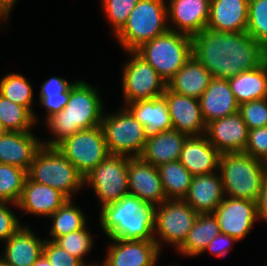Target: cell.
Instances as JSON below:
<instances>
[{"label":"cell","mask_w":267,"mask_h":266,"mask_svg":"<svg viewBox=\"0 0 267 266\" xmlns=\"http://www.w3.org/2000/svg\"><path fill=\"white\" fill-rule=\"evenodd\" d=\"M162 97L167 103L173 129L187 136H197L199 129L206 128L199 99L178 94L168 87Z\"/></svg>","instance_id":"16"},{"label":"cell","mask_w":267,"mask_h":266,"mask_svg":"<svg viewBox=\"0 0 267 266\" xmlns=\"http://www.w3.org/2000/svg\"><path fill=\"white\" fill-rule=\"evenodd\" d=\"M109 155L84 177L92 183L103 206L120 200L128 194V158Z\"/></svg>","instance_id":"10"},{"label":"cell","mask_w":267,"mask_h":266,"mask_svg":"<svg viewBox=\"0 0 267 266\" xmlns=\"http://www.w3.org/2000/svg\"><path fill=\"white\" fill-rule=\"evenodd\" d=\"M32 266H51L48 259L42 254Z\"/></svg>","instance_id":"47"},{"label":"cell","mask_w":267,"mask_h":266,"mask_svg":"<svg viewBox=\"0 0 267 266\" xmlns=\"http://www.w3.org/2000/svg\"><path fill=\"white\" fill-rule=\"evenodd\" d=\"M158 171L166 198L184 199L192 182L193 175L180 161H170L159 165Z\"/></svg>","instance_id":"31"},{"label":"cell","mask_w":267,"mask_h":266,"mask_svg":"<svg viewBox=\"0 0 267 266\" xmlns=\"http://www.w3.org/2000/svg\"><path fill=\"white\" fill-rule=\"evenodd\" d=\"M0 121L6 131L26 132L35 119L26 107L11 102L0 94Z\"/></svg>","instance_id":"32"},{"label":"cell","mask_w":267,"mask_h":266,"mask_svg":"<svg viewBox=\"0 0 267 266\" xmlns=\"http://www.w3.org/2000/svg\"><path fill=\"white\" fill-rule=\"evenodd\" d=\"M228 82L239 105L267 98V61L260 67L239 73Z\"/></svg>","instance_id":"29"},{"label":"cell","mask_w":267,"mask_h":266,"mask_svg":"<svg viewBox=\"0 0 267 266\" xmlns=\"http://www.w3.org/2000/svg\"><path fill=\"white\" fill-rule=\"evenodd\" d=\"M52 241L72 256L78 258L82 263V255L86 254L92 245L91 237L85 230V226L82 229L70 232Z\"/></svg>","instance_id":"38"},{"label":"cell","mask_w":267,"mask_h":266,"mask_svg":"<svg viewBox=\"0 0 267 266\" xmlns=\"http://www.w3.org/2000/svg\"><path fill=\"white\" fill-rule=\"evenodd\" d=\"M130 105L128 110L145 126L148 135L172 129L168 106L163 97L140 100Z\"/></svg>","instance_id":"28"},{"label":"cell","mask_w":267,"mask_h":266,"mask_svg":"<svg viewBox=\"0 0 267 266\" xmlns=\"http://www.w3.org/2000/svg\"><path fill=\"white\" fill-rule=\"evenodd\" d=\"M225 241L227 242V244H229L230 241L237 240L234 237H231L230 235L219 233L216 237L212 239L211 242H209L206 249L208 248L211 252H215L217 256H223L228 251L227 248H225L226 246H221V244H224L223 242Z\"/></svg>","instance_id":"44"},{"label":"cell","mask_w":267,"mask_h":266,"mask_svg":"<svg viewBox=\"0 0 267 266\" xmlns=\"http://www.w3.org/2000/svg\"><path fill=\"white\" fill-rule=\"evenodd\" d=\"M128 194L134 195L147 205H164L169 201L164 193L158 168L141 157L128 158ZM162 203V204H161Z\"/></svg>","instance_id":"13"},{"label":"cell","mask_w":267,"mask_h":266,"mask_svg":"<svg viewBox=\"0 0 267 266\" xmlns=\"http://www.w3.org/2000/svg\"><path fill=\"white\" fill-rule=\"evenodd\" d=\"M163 0H139L126 24L116 34L122 46L135 51L143 43L167 32L165 26L167 8Z\"/></svg>","instance_id":"7"},{"label":"cell","mask_w":267,"mask_h":266,"mask_svg":"<svg viewBox=\"0 0 267 266\" xmlns=\"http://www.w3.org/2000/svg\"><path fill=\"white\" fill-rule=\"evenodd\" d=\"M69 84L65 79L53 77L42 86L40 99L41 103L48 109V118L59 113L67 105L70 97Z\"/></svg>","instance_id":"34"},{"label":"cell","mask_w":267,"mask_h":266,"mask_svg":"<svg viewBox=\"0 0 267 266\" xmlns=\"http://www.w3.org/2000/svg\"><path fill=\"white\" fill-rule=\"evenodd\" d=\"M4 202H0V239L7 240L14 233H16L20 227L16 217L10 212Z\"/></svg>","instance_id":"43"},{"label":"cell","mask_w":267,"mask_h":266,"mask_svg":"<svg viewBox=\"0 0 267 266\" xmlns=\"http://www.w3.org/2000/svg\"><path fill=\"white\" fill-rule=\"evenodd\" d=\"M15 0H0V9L7 16Z\"/></svg>","instance_id":"46"},{"label":"cell","mask_w":267,"mask_h":266,"mask_svg":"<svg viewBox=\"0 0 267 266\" xmlns=\"http://www.w3.org/2000/svg\"><path fill=\"white\" fill-rule=\"evenodd\" d=\"M27 171L13 165L0 163V202L18 203L25 180Z\"/></svg>","instance_id":"33"},{"label":"cell","mask_w":267,"mask_h":266,"mask_svg":"<svg viewBox=\"0 0 267 266\" xmlns=\"http://www.w3.org/2000/svg\"><path fill=\"white\" fill-rule=\"evenodd\" d=\"M209 142L221 153L244 152L249 129L237 112L206 124Z\"/></svg>","instance_id":"15"},{"label":"cell","mask_w":267,"mask_h":266,"mask_svg":"<svg viewBox=\"0 0 267 266\" xmlns=\"http://www.w3.org/2000/svg\"><path fill=\"white\" fill-rule=\"evenodd\" d=\"M257 216L267 220V175L264 179L262 190L257 200Z\"/></svg>","instance_id":"45"},{"label":"cell","mask_w":267,"mask_h":266,"mask_svg":"<svg viewBox=\"0 0 267 266\" xmlns=\"http://www.w3.org/2000/svg\"><path fill=\"white\" fill-rule=\"evenodd\" d=\"M42 146L29 131H7L0 135V163L17 166L28 172Z\"/></svg>","instance_id":"19"},{"label":"cell","mask_w":267,"mask_h":266,"mask_svg":"<svg viewBox=\"0 0 267 266\" xmlns=\"http://www.w3.org/2000/svg\"><path fill=\"white\" fill-rule=\"evenodd\" d=\"M211 0H172L168 8L173 22L193 37L207 27Z\"/></svg>","instance_id":"25"},{"label":"cell","mask_w":267,"mask_h":266,"mask_svg":"<svg viewBox=\"0 0 267 266\" xmlns=\"http://www.w3.org/2000/svg\"><path fill=\"white\" fill-rule=\"evenodd\" d=\"M43 255L48 259L51 266H83L78 258L66 252L63 248L52 242L44 240Z\"/></svg>","instance_id":"41"},{"label":"cell","mask_w":267,"mask_h":266,"mask_svg":"<svg viewBox=\"0 0 267 266\" xmlns=\"http://www.w3.org/2000/svg\"><path fill=\"white\" fill-rule=\"evenodd\" d=\"M219 166L224 192L227 190L231 198L257 202L267 175V164L245 152H234L221 154Z\"/></svg>","instance_id":"4"},{"label":"cell","mask_w":267,"mask_h":266,"mask_svg":"<svg viewBox=\"0 0 267 266\" xmlns=\"http://www.w3.org/2000/svg\"><path fill=\"white\" fill-rule=\"evenodd\" d=\"M95 90L84 82H76L70 88L67 105L59 113L48 118V124L58 136L46 144L56 147L65 138L74 133L98 127L102 123V106Z\"/></svg>","instance_id":"3"},{"label":"cell","mask_w":267,"mask_h":266,"mask_svg":"<svg viewBox=\"0 0 267 266\" xmlns=\"http://www.w3.org/2000/svg\"><path fill=\"white\" fill-rule=\"evenodd\" d=\"M221 153L201 136L187 137L184 141L179 161L193 175L212 173L218 167Z\"/></svg>","instance_id":"21"},{"label":"cell","mask_w":267,"mask_h":266,"mask_svg":"<svg viewBox=\"0 0 267 266\" xmlns=\"http://www.w3.org/2000/svg\"><path fill=\"white\" fill-rule=\"evenodd\" d=\"M67 200L59 190L36 183L27 176L17 205L34 214L51 216Z\"/></svg>","instance_id":"23"},{"label":"cell","mask_w":267,"mask_h":266,"mask_svg":"<svg viewBox=\"0 0 267 266\" xmlns=\"http://www.w3.org/2000/svg\"><path fill=\"white\" fill-rule=\"evenodd\" d=\"M6 242V255L2 258L14 266H32L43 254L42 243L29 229H19Z\"/></svg>","instance_id":"27"},{"label":"cell","mask_w":267,"mask_h":266,"mask_svg":"<svg viewBox=\"0 0 267 266\" xmlns=\"http://www.w3.org/2000/svg\"><path fill=\"white\" fill-rule=\"evenodd\" d=\"M54 219L53 228L50 235L54 240L60 236H65L70 232L82 229L85 224V218L77 207L73 208L70 199H68L55 213L51 215Z\"/></svg>","instance_id":"35"},{"label":"cell","mask_w":267,"mask_h":266,"mask_svg":"<svg viewBox=\"0 0 267 266\" xmlns=\"http://www.w3.org/2000/svg\"><path fill=\"white\" fill-rule=\"evenodd\" d=\"M199 101L206 124L215 119L235 114L239 108L227 79L213 77Z\"/></svg>","instance_id":"18"},{"label":"cell","mask_w":267,"mask_h":266,"mask_svg":"<svg viewBox=\"0 0 267 266\" xmlns=\"http://www.w3.org/2000/svg\"><path fill=\"white\" fill-rule=\"evenodd\" d=\"M135 57L126 65L123 76V88L127 102L150 100L162 97L167 82L136 51Z\"/></svg>","instance_id":"11"},{"label":"cell","mask_w":267,"mask_h":266,"mask_svg":"<svg viewBox=\"0 0 267 266\" xmlns=\"http://www.w3.org/2000/svg\"><path fill=\"white\" fill-rule=\"evenodd\" d=\"M171 202V203H169ZM160 211L155 210L154 225L163 239L171 243H177L180 248L198 213L183 199L170 200Z\"/></svg>","instance_id":"12"},{"label":"cell","mask_w":267,"mask_h":266,"mask_svg":"<svg viewBox=\"0 0 267 266\" xmlns=\"http://www.w3.org/2000/svg\"><path fill=\"white\" fill-rule=\"evenodd\" d=\"M139 0H104L105 10L118 33Z\"/></svg>","instance_id":"40"},{"label":"cell","mask_w":267,"mask_h":266,"mask_svg":"<svg viewBox=\"0 0 267 266\" xmlns=\"http://www.w3.org/2000/svg\"><path fill=\"white\" fill-rule=\"evenodd\" d=\"M34 182L50 186L70 199V191L85 183L76 167L57 149L43 146L36 153L27 172Z\"/></svg>","instance_id":"6"},{"label":"cell","mask_w":267,"mask_h":266,"mask_svg":"<svg viewBox=\"0 0 267 266\" xmlns=\"http://www.w3.org/2000/svg\"><path fill=\"white\" fill-rule=\"evenodd\" d=\"M246 33L267 49V0H249Z\"/></svg>","instance_id":"37"},{"label":"cell","mask_w":267,"mask_h":266,"mask_svg":"<svg viewBox=\"0 0 267 266\" xmlns=\"http://www.w3.org/2000/svg\"><path fill=\"white\" fill-rule=\"evenodd\" d=\"M219 233V223L213 213L198 214L179 250L180 252L191 256L198 255L206 250L209 242H211Z\"/></svg>","instance_id":"30"},{"label":"cell","mask_w":267,"mask_h":266,"mask_svg":"<svg viewBox=\"0 0 267 266\" xmlns=\"http://www.w3.org/2000/svg\"><path fill=\"white\" fill-rule=\"evenodd\" d=\"M101 126L110 155L123 156L133 150L135 157L141 156L148 134L129 110L102 119Z\"/></svg>","instance_id":"9"},{"label":"cell","mask_w":267,"mask_h":266,"mask_svg":"<svg viewBox=\"0 0 267 266\" xmlns=\"http://www.w3.org/2000/svg\"><path fill=\"white\" fill-rule=\"evenodd\" d=\"M238 113L249 130L267 126V98L240 104Z\"/></svg>","instance_id":"39"},{"label":"cell","mask_w":267,"mask_h":266,"mask_svg":"<svg viewBox=\"0 0 267 266\" xmlns=\"http://www.w3.org/2000/svg\"><path fill=\"white\" fill-rule=\"evenodd\" d=\"M56 147L83 177L110 155L101 125L80 130Z\"/></svg>","instance_id":"8"},{"label":"cell","mask_w":267,"mask_h":266,"mask_svg":"<svg viewBox=\"0 0 267 266\" xmlns=\"http://www.w3.org/2000/svg\"><path fill=\"white\" fill-rule=\"evenodd\" d=\"M155 206L147 205L134 195L106 204L101 210V224L110 239L155 240Z\"/></svg>","instance_id":"2"},{"label":"cell","mask_w":267,"mask_h":266,"mask_svg":"<svg viewBox=\"0 0 267 266\" xmlns=\"http://www.w3.org/2000/svg\"><path fill=\"white\" fill-rule=\"evenodd\" d=\"M168 82L192 56V37L172 29L135 50Z\"/></svg>","instance_id":"5"},{"label":"cell","mask_w":267,"mask_h":266,"mask_svg":"<svg viewBox=\"0 0 267 266\" xmlns=\"http://www.w3.org/2000/svg\"><path fill=\"white\" fill-rule=\"evenodd\" d=\"M119 244L110 247L105 266H154L159 253L155 240L112 239Z\"/></svg>","instance_id":"17"},{"label":"cell","mask_w":267,"mask_h":266,"mask_svg":"<svg viewBox=\"0 0 267 266\" xmlns=\"http://www.w3.org/2000/svg\"><path fill=\"white\" fill-rule=\"evenodd\" d=\"M213 213L219 223L220 233L240 240L249 232L257 217V203L230 197L223 199Z\"/></svg>","instance_id":"14"},{"label":"cell","mask_w":267,"mask_h":266,"mask_svg":"<svg viewBox=\"0 0 267 266\" xmlns=\"http://www.w3.org/2000/svg\"><path fill=\"white\" fill-rule=\"evenodd\" d=\"M187 137L173 128L150 134L140 157L156 167L170 161H179Z\"/></svg>","instance_id":"22"},{"label":"cell","mask_w":267,"mask_h":266,"mask_svg":"<svg viewBox=\"0 0 267 266\" xmlns=\"http://www.w3.org/2000/svg\"><path fill=\"white\" fill-rule=\"evenodd\" d=\"M249 0H211L207 29L246 32Z\"/></svg>","instance_id":"20"},{"label":"cell","mask_w":267,"mask_h":266,"mask_svg":"<svg viewBox=\"0 0 267 266\" xmlns=\"http://www.w3.org/2000/svg\"><path fill=\"white\" fill-rule=\"evenodd\" d=\"M1 15H5V14H4V13L1 11V9H0V16H1Z\"/></svg>","instance_id":"50"},{"label":"cell","mask_w":267,"mask_h":266,"mask_svg":"<svg viewBox=\"0 0 267 266\" xmlns=\"http://www.w3.org/2000/svg\"><path fill=\"white\" fill-rule=\"evenodd\" d=\"M215 174L193 176L189 192L184 199L198 214H212L222 198L223 184L222 179Z\"/></svg>","instance_id":"24"},{"label":"cell","mask_w":267,"mask_h":266,"mask_svg":"<svg viewBox=\"0 0 267 266\" xmlns=\"http://www.w3.org/2000/svg\"><path fill=\"white\" fill-rule=\"evenodd\" d=\"M0 266H14V265H11L7 262H4L2 259L0 260Z\"/></svg>","instance_id":"49"},{"label":"cell","mask_w":267,"mask_h":266,"mask_svg":"<svg viewBox=\"0 0 267 266\" xmlns=\"http://www.w3.org/2000/svg\"><path fill=\"white\" fill-rule=\"evenodd\" d=\"M7 131L5 130V128L3 127L1 121H0V135L5 134Z\"/></svg>","instance_id":"48"},{"label":"cell","mask_w":267,"mask_h":266,"mask_svg":"<svg viewBox=\"0 0 267 266\" xmlns=\"http://www.w3.org/2000/svg\"><path fill=\"white\" fill-rule=\"evenodd\" d=\"M245 153L255 159H266L267 164V126L249 130Z\"/></svg>","instance_id":"42"},{"label":"cell","mask_w":267,"mask_h":266,"mask_svg":"<svg viewBox=\"0 0 267 266\" xmlns=\"http://www.w3.org/2000/svg\"><path fill=\"white\" fill-rule=\"evenodd\" d=\"M212 78L211 73L192 55L167 82V87L178 94L199 99Z\"/></svg>","instance_id":"26"},{"label":"cell","mask_w":267,"mask_h":266,"mask_svg":"<svg viewBox=\"0 0 267 266\" xmlns=\"http://www.w3.org/2000/svg\"><path fill=\"white\" fill-rule=\"evenodd\" d=\"M0 94L23 107L31 113L32 89L27 80L20 74H9L0 81Z\"/></svg>","instance_id":"36"},{"label":"cell","mask_w":267,"mask_h":266,"mask_svg":"<svg viewBox=\"0 0 267 266\" xmlns=\"http://www.w3.org/2000/svg\"><path fill=\"white\" fill-rule=\"evenodd\" d=\"M192 55L212 77L227 80L267 61V49L248 33L207 28L192 37Z\"/></svg>","instance_id":"1"}]
</instances>
